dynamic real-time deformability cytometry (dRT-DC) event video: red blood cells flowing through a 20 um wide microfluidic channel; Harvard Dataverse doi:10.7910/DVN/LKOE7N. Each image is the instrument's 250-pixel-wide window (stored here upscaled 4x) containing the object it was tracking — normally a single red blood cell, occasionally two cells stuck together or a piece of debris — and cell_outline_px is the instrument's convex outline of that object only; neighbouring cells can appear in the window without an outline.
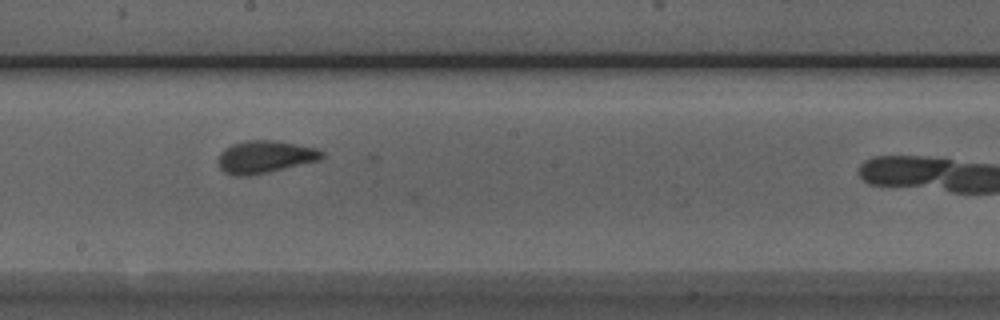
{"species": "Egyptian fruit bat (a non-hibernating species)", "species_latin": "Rousettus aegyptiacus", "temperature_condition": "room temperature", "stored_images_in_passage": 16, "camera_frame_rate_fps": 3000, "um_per_image_px": 0.085, "animal": {"sex": "male"}, "frame": {"image": 1, "passage_image": 12, "time_ms": 3.667, "image_size_px": [1000, 320], "cell_outline_px": [[324, 156], [320, 160], [268, 172], [248, 176], [236, 176], [224, 172], [220, 168], [220, 152], [224, 148], [232, 144], [244, 140], [272, 140], [296, 144], [316, 148], [324, 152]], "centroid_in_image_um": [22.53, 13.33], "position_along_channel_um": 225.7, "area_um2": 19.54}}
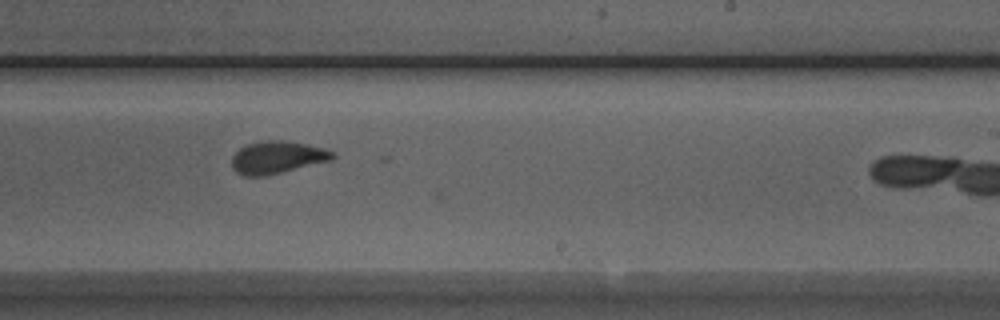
{"frame": {"image": 2, "passage_image": 15, "time_ms": 4.667, "image_size_px": [1000, 320], "cell_outline_px": [[336, 156], [332, 160], [268, 176], [244, 176], [236, 172], [232, 168], [232, 156], [240, 148], [248, 144], [264, 140], [280, 140], [304, 144], [324, 148], [336, 152]], "centroid_in_image_um": [23.58, 13.39], "position_along_channel_um": 265.4, "area_um2": 19.19}}